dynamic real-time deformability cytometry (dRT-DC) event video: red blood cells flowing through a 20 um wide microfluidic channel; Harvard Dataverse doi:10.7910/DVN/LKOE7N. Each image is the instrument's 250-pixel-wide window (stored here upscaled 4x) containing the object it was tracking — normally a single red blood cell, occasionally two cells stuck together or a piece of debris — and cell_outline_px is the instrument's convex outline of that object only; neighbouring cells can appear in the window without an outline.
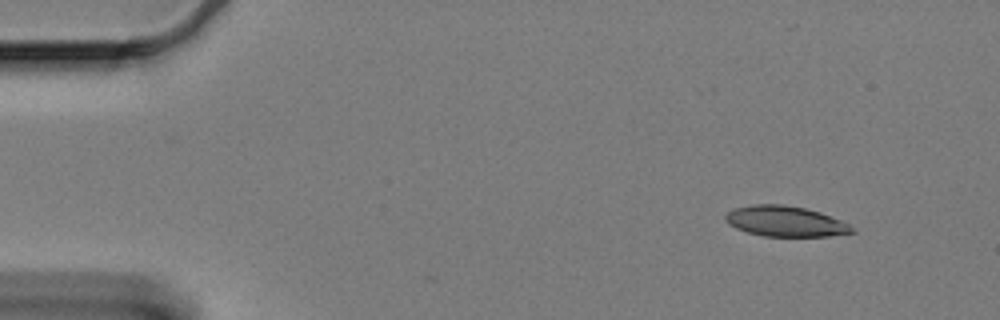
{"species": "Egyptian fruit bat (a non-hibernating species)", "species_latin": "Rousettus aegyptiacus", "temperature_condition": "cold", "stored_images_in_passage": 55, "camera_frame_rate_fps": 3000, "um_per_image_px": 0.085, "animal": {"sex": "female"}, "frame": {"image": 1, "passage_image": 1, "time_ms": 0.0, "image_size_px": [1000, 320], "cell_outline_px": [[856, 232], [828, 236], [764, 236], [748, 232], [736, 228], [728, 224], [724, 220], [724, 216], [732, 208], [752, 204], [780, 204], [804, 208], [820, 212], [852, 224]], "centroid_in_image_um": [66.76, 18.81], "position_along_channel_um": 18.2, "area_um2": 22.66}}
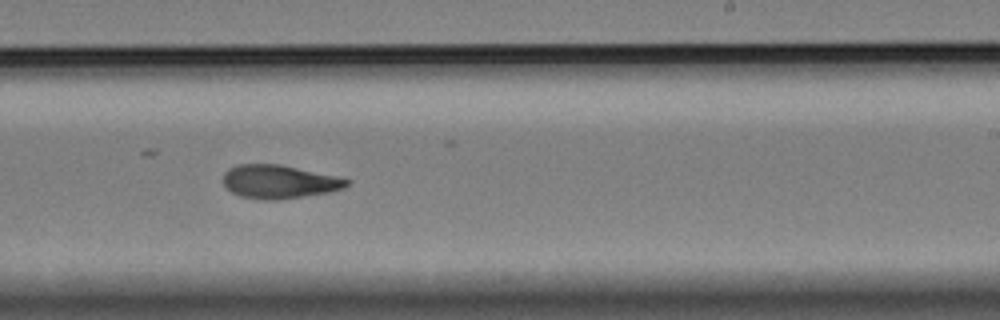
{"frame": {"image": 2, "passage_image": 32, "time_ms": 10.333, "image_size_px": [1000, 320], "cell_outline_px": [[352, 180], [344, 188], [328, 192], [304, 196], [276, 200], [264, 200], [240, 196], [232, 192], [224, 184], [224, 172], [228, 168], [236, 164], [280, 164], [336, 176]], "centroid_in_image_um": [23.72, 15.44], "position_along_channel_um": 265.3, "area_um2": 24.04}}
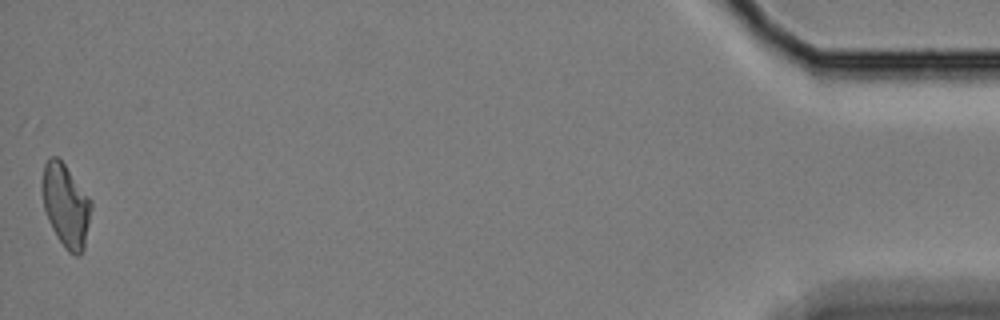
{"frame": {"image": 3, "passage_image": 55, "time_ms": 18.0, "image_size_px": [1000, 320], "cell_outline_px": [[92, 208], [84, 248], [80, 256], [76, 256], [68, 252], [56, 236], [48, 220], [44, 208], [40, 188], [40, 184], [44, 164], [52, 156], [56, 156], [64, 164], [92, 200]], "centroid_in_image_um": [5.58, 17.47], "position_along_channel_um": 429.6, "area_um2": 23.93}, "authors_computed_cell_mechanics": {"area_um2": 24.0448, "velocity_mm_per_s": 3.3138, "shape_relaxation_time_tau1_ms": null, "shape_relaxation_time_tau2_ms": 5.2066, "deformation_change_tau1": null, "deformation_change_tau2": 0.1237}}